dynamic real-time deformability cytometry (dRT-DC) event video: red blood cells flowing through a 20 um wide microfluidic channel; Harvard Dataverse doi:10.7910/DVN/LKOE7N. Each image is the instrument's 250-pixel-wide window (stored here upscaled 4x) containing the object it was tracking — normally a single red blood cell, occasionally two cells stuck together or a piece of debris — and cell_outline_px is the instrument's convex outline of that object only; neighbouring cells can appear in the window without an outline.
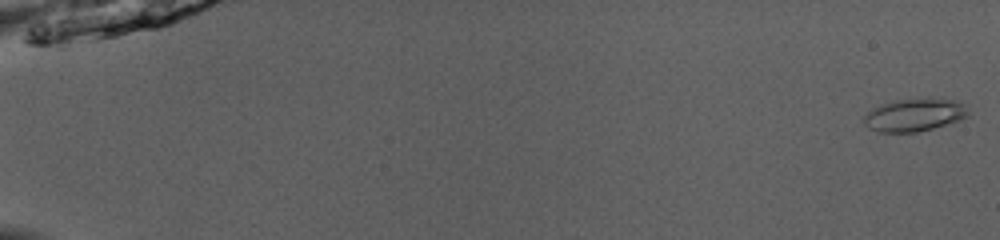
{"species": "common noctule bat (a hibernating species)", "species_latin": "Nyctalus noctula", "temperature_condition": "room temperature", "stored_images_in_passage": 51, "camera_frame_rate_fps": 3000, "um_per_image_px": 0.085, "animal": {"sex": "male", "body_mass_g": 13.0, "forearm_length_mm": 53.1}, "frame": {"image": 1, "passage_image": 1, "time_ms": 0.0, "image_size_px": [1000, 240], "cell_outline_px": [[968, 116], [932, 128], [916, 132], [880, 132], [868, 128], [864, 124], [864, 116], [868, 112], [880, 104], [892, 100], [928, 96], [956, 100], [964, 104], [968, 112]], "centroid_in_image_um": [77.71, 9.72], "position_along_channel_um": 7.3, "area_um2": 20.17}}
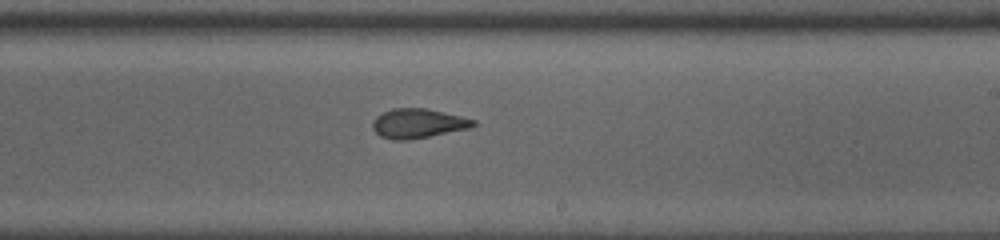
{"frame": {"image": 2, "passage_image": 33, "time_ms": 10.667, "image_size_px": [1000, 240], "cell_outline_px": [[476, 124], [468, 128], [408, 140], [392, 140], [380, 136], [372, 128], [372, 120], [376, 116], [392, 108], [424, 108], [460, 116], [476, 120]], "centroid_in_image_um": [35.47, 10.49], "position_along_channel_um": 253.5, "area_um2": 17.05}}
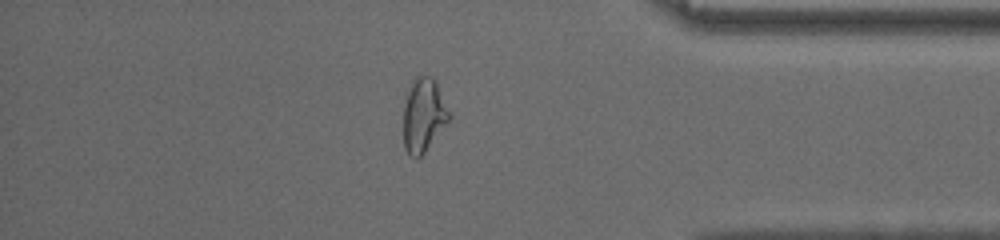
{"frame": {"image": 3, "passage_image": 45, "time_ms": 14.667, "image_size_px": [1000, 240], "cell_outline_px": [[452, 116], [424, 152], [420, 156], [408, 156], [404, 148], [404, 104], [408, 92], [416, 76], [428, 76], [436, 80]], "centroid_in_image_um": [36.01, 9.78], "position_along_channel_um": 399.2, "area_um2": 19.36}, "authors_computed_cell_mechanics": {"area_um2": 18.1492, "velocity_mm_per_s": 4.064, "shape_relaxation_time_tau1_ms": 8.4003, "shape_relaxation_time_tau2_ms": 2.2444, "deformation_change_tau1": 0.207, "deformation_change_tau2": 0.0888}}